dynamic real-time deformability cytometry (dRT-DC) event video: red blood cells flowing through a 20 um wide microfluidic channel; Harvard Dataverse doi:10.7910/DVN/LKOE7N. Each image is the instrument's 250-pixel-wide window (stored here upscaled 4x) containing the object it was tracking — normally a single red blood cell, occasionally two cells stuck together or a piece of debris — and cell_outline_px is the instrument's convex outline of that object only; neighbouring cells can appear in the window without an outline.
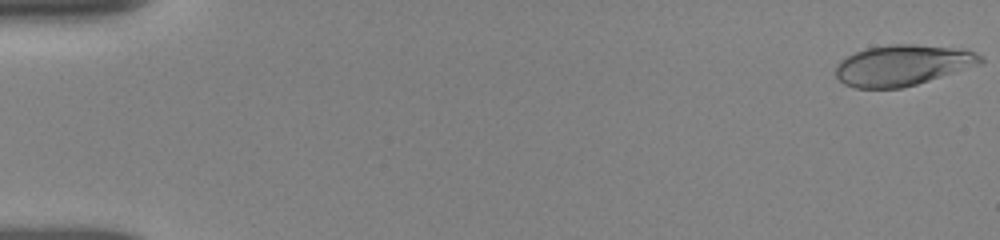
{"species": "human", "species_latin": "Homo sapiens", "temperature_condition": "room temperature", "stored_images_in_passage": 12, "camera_frame_rate_fps": 3000, "um_per_image_px": 0.085, "donor": {"sex": "female"}, "frame": {"image": 1, "passage_image": 1, "time_ms": 0.0, "image_size_px": [1000, 240], "cell_outline_px": [[984, 60], [980, 64], [916, 84], [900, 88], [856, 88], [844, 84], [836, 76], [836, 64], [840, 60], [856, 52], [868, 48], [888, 44], [916, 44], [956, 48], [972, 52], [980, 56]], "centroid_in_image_um": [76.67, 5.54], "position_along_channel_um": 8.3, "area_um2": 33.99}}
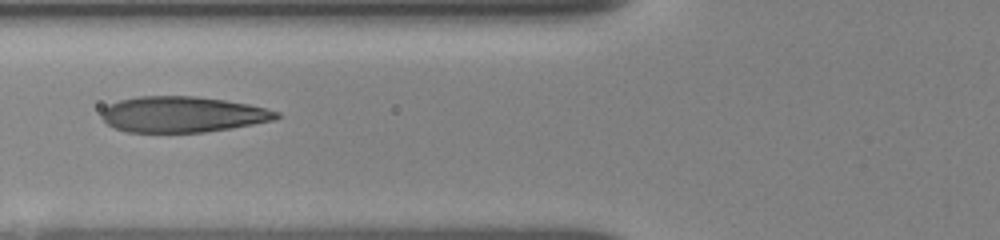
{"frame": {"image": 2, "passage_image": 8, "time_ms": 6.667, "image_size_px": [1000, 240], "cell_outline_px": [[280, 116], [276, 120], [232, 128], [204, 132], [128, 132], [116, 128], [108, 124], [100, 116], [100, 112], [104, 108], [120, 100], [140, 96], [196, 96], [224, 100], [248, 104], [280, 112]], "centroid_in_image_um": [15.53, 9.72], "position_along_channel_um": 110.3, "area_um2": 36.41}}
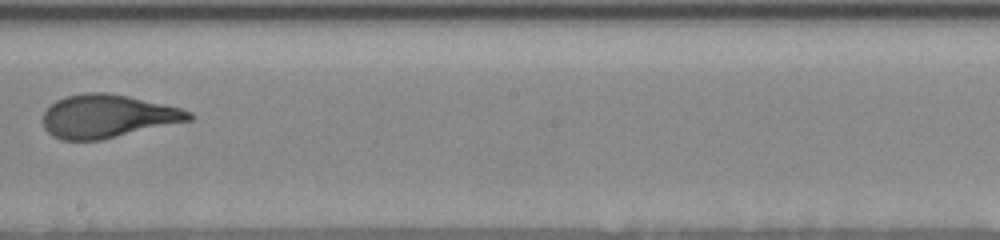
{"frame": {"image": 3, "passage_image": 12, "time_ms": 10.0, "image_size_px": [1000, 240], "cell_outline_px": [[196, 116], [192, 120], [100, 140], [60, 140], [52, 136], [44, 128], [44, 112], [56, 100], [68, 96], [84, 92], [108, 92], [128, 96], [180, 108], [192, 112]], "centroid_in_image_um": [9.15, 9.88], "position_along_channel_um": 239.0, "area_um2": 36.65}}